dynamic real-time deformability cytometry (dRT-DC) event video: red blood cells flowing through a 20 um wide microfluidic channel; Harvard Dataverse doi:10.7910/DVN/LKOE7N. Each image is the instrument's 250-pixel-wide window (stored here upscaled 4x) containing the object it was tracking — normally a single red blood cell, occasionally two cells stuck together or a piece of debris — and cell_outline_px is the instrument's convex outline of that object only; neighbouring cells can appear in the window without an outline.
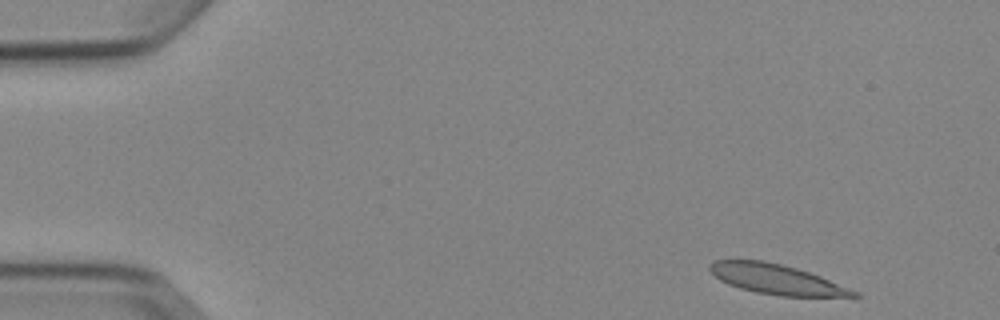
{"species": "Egyptian fruit bat (a non-hibernating species)", "species_latin": "Rousettus aegyptiacus", "temperature_condition": "cold", "stored_images_in_passage": 4, "camera_frame_rate_fps": 3000, "um_per_image_px": 0.085, "animal": {"sex": "female"}, "frame": {"image": 1, "passage_image": 1, "time_ms": 0.0, "image_size_px": [1000, 320], "cell_outline_px": [[860, 296], [780, 296], [756, 292], [740, 288], [728, 284], [720, 280], [708, 268], [708, 264], [712, 260], [764, 260], [796, 268], [820, 276], [860, 292]], "centroid_in_image_um": [65.98, 23.73], "position_along_channel_um": 19.0, "area_um2": 24.91}}
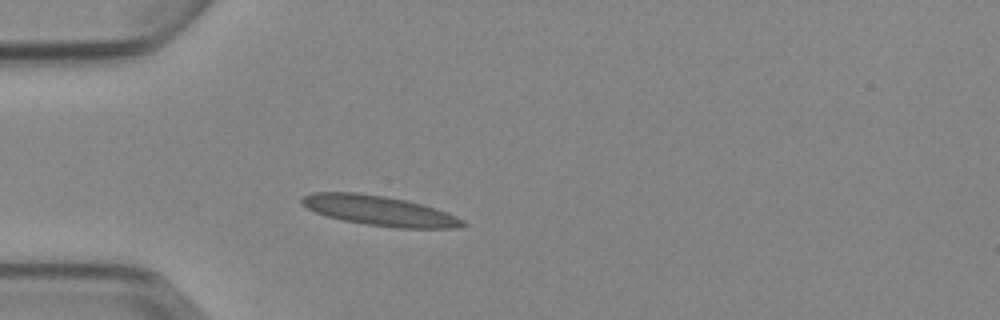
{"frame": {"image": 2, "passage_image": 4, "time_ms": 3.333, "image_size_px": [1000, 320], "cell_outline_px": [[468, 224], [452, 228], [396, 228], [368, 224], [344, 220], [328, 216], [316, 212], [300, 204], [300, 200], [304, 196], [312, 192], [356, 192], [384, 196], [408, 200], [436, 208], [464, 220]], "centroid_in_image_um": [32.24, 17.9], "position_along_channel_um": 52.8, "area_um2": 27.86}}